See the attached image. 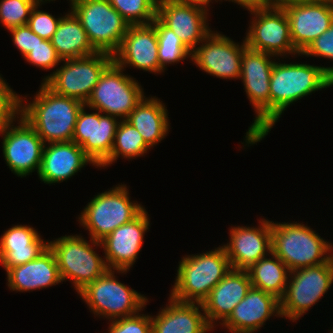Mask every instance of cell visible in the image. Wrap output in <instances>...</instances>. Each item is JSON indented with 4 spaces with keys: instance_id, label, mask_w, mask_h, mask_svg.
<instances>
[{
    "instance_id": "30bf717a",
    "label": "cell",
    "mask_w": 333,
    "mask_h": 333,
    "mask_svg": "<svg viewBox=\"0 0 333 333\" xmlns=\"http://www.w3.org/2000/svg\"><path fill=\"white\" fill-rule=\"evenodd\" d=\"M63 65L46 75L42 83L60 96L77 99L85 104L104 71L114 62L105 52L62 60Z\"/></svg>"
},
{
    "instance_id": "8fae6325",
    "label": "cell",
    "mask_w": 333,
    "mask_h": 333,
    "mask_svg": "<svg viewBox=\"0 0 333 333\" xmlns=\"http://www.w3.org/2000/svg\"><path fill=\"white\" fill-rule=\"evenodd\" d=\"M333 284V257L326 263L290 271L280 301L281 318L296 322L309 311Z\"/></svg>"
},
{
    "instance_id": "b9f144b4",
    "label": "cell",
    "mask_w": 333,
    "mask_h": 333,
    "mask_svg": "<svg viewBox=\"0 0 333 333\" xmlns=\"http://www.w3.org/2000/svg\"><path fill=\"white\" fill-rule=\"evenodd\" d=\"M311 0H271L272 7L284 8L287 5L308 2Z\"/></svg>"
},
{
    "instance_id": "cb8c5ba5",
    "label": "cell",
    "mask_w": 333,
    "mask_h": 333,
    "mask_svg": "<svg viewBox=\"0 0 333 333\" xmlns=\"http://www.w3.org/2000/svg\"><path fill=\"white\" fill-rule=\"evenodd\" d=\"M95 163L75 142L45 144L38 178L45 184H57L75 176L85 165Z\"/></svg>"
},
{
    "instance_id": "52a82bcc",
    "label": "cell",
    "mask_w": 333,
    "mask_h": 333,
    "mask_svg": "<svg viewBox=\"0 0 333 333\" xmlns=\"http://www.w3.org/2000/svg\"><path fill=\"white\" fill-rule=\"evenodd\" d=\"M108 190L95 195L78 217L79 224L89 231L90 238L99 242L145 209L129 198L126 184L121 183Z\"/></svg>"
},
{
    "instance_id": "277c9868",
    "label": "cell",
    "mask_w": 333,
    "mask_h": 333,
    "mask_svg": "<svg viewBox=\"0 0 333 333\" xmlns=\"http://www.w3.org/2000/svg\"><path fill=\"white\" fill-rule=\"evenodd\" d=\"M275 57L248 47L243 51L240 79L256 113L254 122L245 133L243 147L257 144L270 132V76Z\"/></svg>"
},
{
    "instance_id": "d4e9b609",
    "label": "cell",
    "mask_w": 333,
    "mask_h": 333,
    "mask_svg": "<svg viewBox=\"0 0 333 333\" xmlns=\"http://www.w3.org/2000/svg\"><path fill=\"white\" fill-rule=\"evenodd\" d=\"M202 311V312H201ZM152 333H208L214 329L208 324L202 304L181 302L168 298L156 316H151Z\"/></svg>"
},
{
    "instance_id": "8992f818",
    "label": "cell",
    "mask_w": 333,
    "mask_h": 333,
    "mask_svg": "<svg viewBox=\"0 0 333 333\" xmlns=\"http://www.w3.org/2000/svg\"><path fill=\"white\" fill-rule=\"evenodd\" d=\"M89 241L81 234L49 241L62 282L70 280L77 293L109 270L105 258L94 251L95 246L102 248L101 242L91 238Z\"/></svg>"
},
{
    "instance_id": "d6986e66",
    "label": "cell",
    "mask_w": 333,
    "mask_h": 333,
    "mask_svg": "<svg viewBox=\"0 0 333 333\" xmlns=\"http://www.w3.org/2000/svg\"><path fill=\"white\" fill-rule=\"evenodd\" d=\"M148 215L144 209L132 221L119 226L100 241L109 270L129 271L133 267L141 251L145 233L150 229Z\"/></svg>"
},
{
    "instance_id": "d6a6232c",
    "label": "cell",
    "mask_w": 333,
    "mask_h": 333,
    "mask_svg": "<svg viewBox=\"0 0 333 333\" xmlns=\"http://www.w3.org/2000/svg\"><path fill=\"white\" fill-rule=\"evenodd\" d=\"M158 0H109L130 25L150 24L156 18Z\"/></svg>"
},
{
    "instance_id": "7402d4cb",
    "label": "cell",
    "mask_w": 333,
    "mask_h": 333,
    "mask_svg": "<svg viewBox=\"0 0 333 333\" xmlns=\"http://www.w3.org/2000/svg\"><path fill=\"white\" fill-rule=\"evenodd\" d=\"M273 316L281 318L279 299L263 290L251 287L220 326L230 333H255L260 331L265 322Z\"/></svg>"
},
{
    "instance_id": "9c48e42d",
    "label": "cell",
    "mask_w": 333,
    "mask_h": 333,
    "mask_svg": "<svg viewBox=\"0 0 333 333\" xmlns=\"http://www.w3.org/2000/svg\"><path fill=\"white\" fill-rule=\"evenodd\" d=\"M70 8L97 52L114 55L119 50L130 24L109 0H75Z\"/></svg>"
},
{
    "instance_id": "ffe728a7",
    "label": "cell",
    "mask_w": 333,
    "mask_h": 333,
    "mask_svg": "<svg viewBox=\"0 0 333 333\" xmlns=\"http://www.w3.org/2000/svg\"><path fill=\"white\" fill-rule=\"evenodd\" d=\"M259 226L229 227V241L222 246L232 269L247 270L252 264L271 253L272 221L258 219Z\"/></svg>"
},
{
    "instance_id": "3957f363",
    "label": "cell",
    "mask_w": 333,
    "mask_h": 333,
    "mask_svg": "<svg viewBox=\"0 0 333 333\" xmlns=\"http://www.w3.org/2000/svg\"><path fill=\"white\" fill-rule=\"evenodd\" d=\"M177 268L169 296L181 302L201 304L232 269L222 245L205 253L184 255Z\"/></svg>"
},
{
    "instance_id": "4dcf8cb0",
    "label": "cell",
    "mask_w": 333,
    "mask_h": 333,
    "mask_svg": "<svg viewBox=\"0 0 333 333\" xmlns=\"http://www.w3.org/2000/svg\"><path fill=\"white\" fill-rule=\"evenodd\" d=\"M150 147L145 143L142 135L127 120H121L114 138L110 157L100 166L109 167L116 162L120 156L124 159H136L148 153ZM119 157V158H118ZM109 165V166H108Z\"/></svg>"
},
{
    "instance_id": "4316f807",
    "label": "cell",
    "mask_w": 333,
    "mask_h": 333,
    "mask_svg": "<svg viewBox=\"0 0 333 333\" xmlns=\"http://www.w3.org/2000/svg\"><path fill=\"white\" fill-rule=\"evenodd\" d=\"M10 291L29 292L62 282L54 252L48 247L34 260L10 268L7 273Z\"/></svg>"
},
{
    "instance_id": "5b68a950",
    "label": "cell",
    "mask_w": 333,
    "mask_h": 333,
    "mask_svg": "<svg viewBox=\"0 0 333 333\" xmlns=\"http://www.w3.org/2000/svg\"><path fill=\"white\" fill-rule=\"evenodd\" d=\"M271 248L290 271L326 263L333 257V245L297 221H272Z\"/></svg>"
},
{
    "instance_id": "7a4b0ae2",
    "label": "cell",
    "mask_w": 333,
    "mask_h": 333,
    "mask_svg": "<svg viewBox=\"0 0 333 333\" xmlns=\"http://www.w3.org/2000/svg\"><path fill=\"white\" fill-rule=\"evenodd\" d=\"M275 61L270 76V131L284 111L304 96L331 87L328 67Z\"/></svg>"
},
{
    "instance_id": "ab89813d",
    "label": "cell",
    "mask_w": 333,
    "mask_h": 333,
    "mask_svg": "<svg viewBox=\"0 0 333 333\" xmlns=\"http://www.w3.org/2000/svg\"><path fill=\"white\" fill-rule=\"evenodd\" d=\"M8 31H10L11 36L13 37L12 41L21 52L23 58L33 50L38 41L44 40L33 31H31L27 25L14 27Z\"/></svg>"
},
{
    "instance_id": "ee69618b",
    "label": "cell",
    "mask_w": 333,
    "mask_h": 333,
    "mask_svg": "<svg viewBox=\"0 0 333 333\" xmlns=\"http://www.w3.org/2000/svg\"><path fill=\"white\" fill-rule=\"evenodd\" d=\"M39 1H42V2H44V3H46L47 1L50 3L51 1H56V0H39ZM75 0H69V2H70V4L72 3V2H74Z\"/></svg>"
},
{
    "instance_id": "60d3db41",
    "label": "cell",
    "mask_w": 333,
    "mask_h": 333,
    "mask_svg": "<svg viewBox=\"0 0 333 333\" xmlns=\"http://www.w3.org/2000/svg\"><path fill=\"white\" fill-rule=\"evenodd\" d=\"M228 2H234L235 4L242 6L243 9L251 10L257 8H270L272 7L271 0H224Z\"/></svg>"
},
{
    "instance_id": "7bdbcfd3",
    "label": "cell",
    "mask_w": 333,
    "mask_h": 333,
    "mask_svg": "<svg viewBox=\"0 0 333 333\" xmlns=\"http://www.w3.org/2000/svg\"><path fill=\"white\" fill-rule=\"evenodd\" d=\"M198 1H202V2H206V3H213L212 1L213 0H198ZM216 2H218V1H221L222 2V0H215Z\"/></svg>"
},
{
    "instance_id": "8d00e7d4",
    "label": "cell",
    "mask_w": 333,
    "mask_h": 333,
    "mask_svg": "<svg viewBox=\"0 0 333 333\" xmlns=\"http://www.w3.org/2000/svg\"><path fill=\"white\" fill-rule=\"evenodd\" d=\"M24 60L46 71L49 69H54L62 63L61 58L57 54V51L52 46L51 40L47 39L38 41L33 50L24 57Z\"/></svg>"
},
{
    "instance_id": "836d02e7",
    "label": "cell",
    "mask_w": 333,
    "mask_h": 333,
    "mask_svg": "<svg viewBox=\"0 0 333 333\" xmlns=\"http://www.w3.org/2000/svg\"><path fill=\"white\" fill-rule=\"evenodd\" d=\"M39 0H0V24L7 30L27 25L31 10Z\"/></svg>"
},
{
    "instance_id": "1f68e13d",
    "label": "cell",
    "mask_w": 333,
    "mask_h": 333,
    "mask_svg": "<svg viewBox=\"0 0 333 333\" xmlns=\"http://www.w3.org/2000/svg\"><path fill=\"white\" fill-rule=\"evenodd\" d=\"M152 23L157 31L158 58L163 73L169 64H177L188 57L191 60V51L175 35L173 30L165 26L157 17Z\"/></svg>"
},
{
    "instance_id": "6da1fadb",
    "label": "cell",
    "mask_w": 333,
    "mask_h": 333,
    "mask_svg": "<svg viewBox=\"0 0 333 333\" xmlns=\"http://www.w3.org/2000/svg\"><path fill=\"white\" fill-rule=\"evenodd\" d=\"M25 97H21V116L45 144L72 141L77 117L84 103L60 96L44 83H41L32 102L24 103L28 102Z\"/></svg>"
},
{
    "instance_id": "44dd1931",
    "label": "cell",
    "mask_w": 333,
    "mask_h": 333,
    "mask_svg": "<svg viewBox=\"0 0 333 333\" xmlns=\"http://www.w3.org/2000/svg\"><path fill=\"white\" fill-rule=\"evenodd\" d=\"M113 57L114 62L124 70L129 65L161 74L163 71L158 58V39L154 24L130 25Z\"/></svg>"
},
{
    "instance_id": "f546056e",
    "label": "cell",
    "mask_w": 333,
    "mask_h": 333,
    "mask_svg": "<svg viewBox=\"0 0 333 333\" xmlns=\"http://www.w3.org/2000/svg\"><path fill=\"white\" fill-rule=\"evenodd\" d=\"M268 257L265 256L252 264L247 272L252 287L272 294L280 300L285 293L290 270L272 251Z\"/></svg>"
},
{
    "instance_id": "603a6c76",
    "label": "cell",
    "mask_w": 333,
    "mask_h": 333,
    "mask_svg": "<svg viewBox=\"0 0 333 333\" xmlns=\"http://www.w3.org/2000/svg\"><path fill=\"white\" fill-rule=\"evenodd\" d=\"M252 284L247 270L231 271L210 291L202 302L208 324L214 329L230 316L251 289Z\"/></svg>"
},
{
    "instance_id": "f1b7e54d",
    "label": "cell",
    "mask_w": 333,
    "mask_h": 333,
    "mask_svg": "<svg viewBox=\"0 0 333 333\" xmlns=\"http://www.w3.org/2000/svg\"><path fill=\"white\" fill-rule=\"evenodd\" d=\"M51 43L61 60L74 59L95 54L97 51L88 40L81 22L70 10L64 13Z\"/></svg>"
},
{
    "instance_id": "d590c367",
    "label": "cell",
    "mask_w": 333,
    "mask_h": 333,
    "mask_svg": "<svg viewBox=\"0 0 333 333\" xmlns=\"http://www.w3.org/2000/svg\"><path fill=\"white\" fill-rule=\"evenodd\" d=\"M42 4H44V2L38 1L33 7L27 26L39 37L51 40L62 16L55 18V16L49 12L39 10Z\"/></svg>"
},
{
    "instance_id": "7c38bea8",
    "label": "cell",
    "mask_w": 333,
    "mask_h": 333,
    "mask_svg": "<svg viewBox=\"0 0 333 333\" xmlns=\"http://www.w3.org/2000/svg\"><path fill=\"white\" fill-rule=\"evenodd\" d=\"M144 96L141 84L113 62L100 77L85 106L126 120Z\"/></svg>"
},
{
    "instance_id": "ac0fdd59",
    "label": "cell",
    "mask_w": 333,
    "mask_h": 333,
    "mask_svg": "<svg viewBox=\"0 0 333 333\" xmlns=\"http://www.w3.org/2000/svg\"><path fill=\"white\" fill-rule=\"evenodd\" d=\"M290 37L301 54L314 40L328 30L333 22V0H311L284 7Z\"/></svg>"
},
{
    "instance_id": "f35d334b",
    "label": "cell",
    "mask_w": 333,
    "mask_h": 333,
    "mask_svg": "<svg viewBox=\"0 0 333 333\" xmlns=\"http://www.w3.org/2000/svg\"><path fill=\"white\" fill-rule=\"evenodd\" d=\"M302 55L333 60V22L328 30L314 40L298 56L302 57ZM328 73L333 77V66L328 67Z\"/></svg>"
},
{
    "instance_id": "74e56055",
    "label": "cell",
    "mask_w": 333,
    "mask_h": 333,
    "mask_svg": "<svg viewBox=\"0 0 333 333\" xmlns=\"http://www.w3.org/2000/svg\"><path fill=\"white\" fill-rule=\"evenodd\" d=\"M107 333H152L151 315L141 314L112 320Z\"/></svg>"
},
{
    "instance_id": "5bb4252c",
    "label": "cell",
    "mask_w": 333,
    "mask_h": 333,
    "mask_svg": "<svg viewBox=\"0 0 333 333\" xmlns=\"http://www.w3.org/2000/svg\"><path fill=\"white\" fill-rule=\"evenodd\" d=\"M209 6L198 0H158L156 17L192 52L212 31Z\"/></svg>"
},
{
    "instance_id": "484cf974",
    "label": "cell",
    "mask_w": 333,
    "mask_h": 333,
    "mask_svg": "<svg viewBox=\"0 0 333 333\" xmlns=\"http://www.w3.org/2000/svg\"><path fill=\"white\" fill-rule=\"evenodd\" d=\"M30 225H14L0 237V264L7 272L10 268L26 264L37 258L49 247Z\"/></svg>"
},
{
    "instance_id": "2e32d148",
    "label": "cell",
    "mask_w": 333,
    "mask_h": 333,
    "mask_svg": "<svg viewBox=\"0 0 333 333\" xmlns=\"http://www.w3.org/2000/svg\"><path fill=\"white\" fill-rule=\"evenodd\" d=\"M218 31H211L191 52V61L200 70L221 79H240L241 59L247 47Z\"/></svg>"
},
{
    "instance_id": "9a60e30c",
    "label": "cell",
    "mask_w": 333,
    "mask_h": 333,
    "mask_svg": "<svg viewBox=\"0 0 333 333\" xmlns=\"http://www.w3.org/2000/svg\"><path fill=\"white\" fill-rule=\"evenodd\" d=\"M0 130L3 157L8 168L18 177L39 173L45 143L21 115L17 124Z\"/></svg>"
},
{
    "instance_id": "e575fe53",
    "label": "cell",
    "mask_w": 333,
    "mask_h": 333,
    "mask_svg": "<svg viewBox=\"0 0 333 333\" xmlns=\"http://www.w3.org/2000/svg\"><path fill=\"white\" fill-rule=\"evenodd\" d=\"M21 97L0 74V130L13 122L16 123L21 115Z\"/></svg>"
},
{
    "instance_id": "83f0119b",
    "label": "cell",
    "mask_w": 333,
    "mask_h": 333,
    "mask_svg": "<svg viewBox=\"0 0 333 333\" xmlns=\"http://www.w3.org/2000/svg\"><path fill=\"white\" fill-rule=\"evenodd\" d=\"M150 97L144 96L126 120L137 129L145 143L152 148L167 136L170 131V121L164 103L156 96Z\"/></svg>"
},
{
    "instance_id": "ba28073f",
    "label": "cell",
    "mask_w": 333,
    "mask_h": 333,
    "mask_svg": "<svg viewBox=\"0 0 333 333\" xmlns=\"http://www.w3.org/2000/svg\"><path fill=\"white\" fill-rule=\"evenodd\" d=\"M115 272L128 273L127 270H108L78 293L90 312L109 321L135 315L149 302L145 295L118 281Z\"/></svg>"
},
{
    "instance_id": "e0dca14e",
    "label": "cell",
    "mask_w": 333,
    "mask_h": 333,
    "mask_svg": "<svg viewBox=\"0 0 333 333\" xmlns=\"http://www.w3.org/2000/svg\"><path fill=\"white\" fill-rule=\"evenodd\" d=\"M86 109L84 105L78 114L72 141L100 168L110 157L121 120L97 110L87 113Z\"/></svg>"
},
{
    "instance_id": "4fadbf2b",
    "label": "cell",
    "mask_w": 333,
    "mask_h": 333,
    "mask_svg": "<svg viewBox=\"0 0 333 333\" xmlns=\"http://www.w3.org/2000/svg\"><path fill=\"white\" fill-rule=\"evenodd\" d=\"M248 11L253 16L244 37L248 48L277 58H288L290 54L294 57L299 55L291 41L289 21L284 8H257Z\"/></svg>"
}]
</instances>
